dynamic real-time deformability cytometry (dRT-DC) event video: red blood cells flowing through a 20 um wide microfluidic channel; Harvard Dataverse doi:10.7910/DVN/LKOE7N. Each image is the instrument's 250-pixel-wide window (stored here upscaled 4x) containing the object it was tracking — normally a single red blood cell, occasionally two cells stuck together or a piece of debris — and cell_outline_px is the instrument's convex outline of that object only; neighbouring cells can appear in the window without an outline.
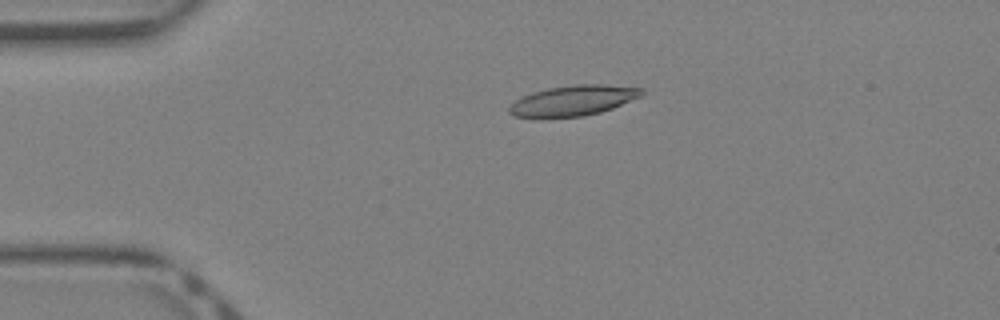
{"species": "Egyptian fruit bat (a non-hibernating species)", "species_latin": "Rousettus aegyptiacus", "temperature_condition": "warm", "stored_images_in_passage": 40, "camera_frame_rate_fps": 3000, "um_per_image_px": 0.085, "animal": {"sex": "female"}, "frame": {"image": 1, "passage_image": 9, "time_ms": 2.667, "image_size_px": [1000, 320], "cell_outline_px": [[644, 92], [640, 96], [612, 108], [600, 112], [584, 116], [540, 120], [516, 116], [508, 112], [508, 108], [516, 100], [532, 92], [548, 88], [576, 84], [604, 84], [640, 88]], "centroid_in_image_um": [48.64, 8.58], "position_along_channel_um": 36.4, "area_um2": 23.76}}
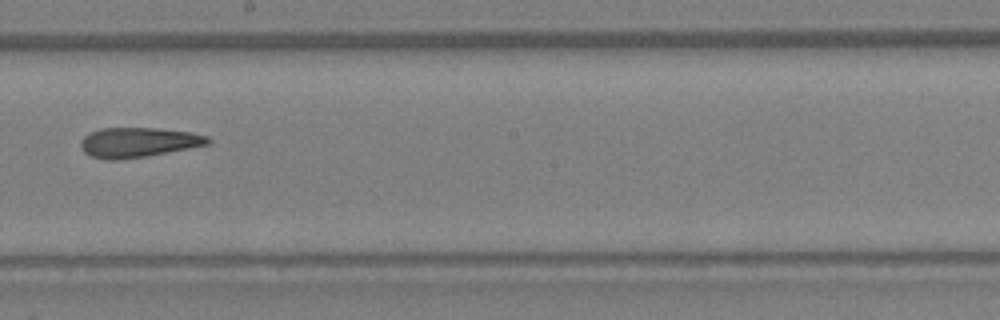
{"frame": {"image": 2, "passage_image": 23, "time_ms": 7.333, "image_size_px": [1000, 320], "cell_outline_px": [[212, 140], [208, 144], [188, 148], [144, 156], [120, 160], [108, 160], [92, 156], [84, 152], [80, 148], [80, 140], [84, 136], [100, 128], [160, 128], [188, 132], [208, 136]], "centroid_in_image_um": [11.71, 12.09], "position_along_channel_um": 236.5, "area_um2": 21.91}}
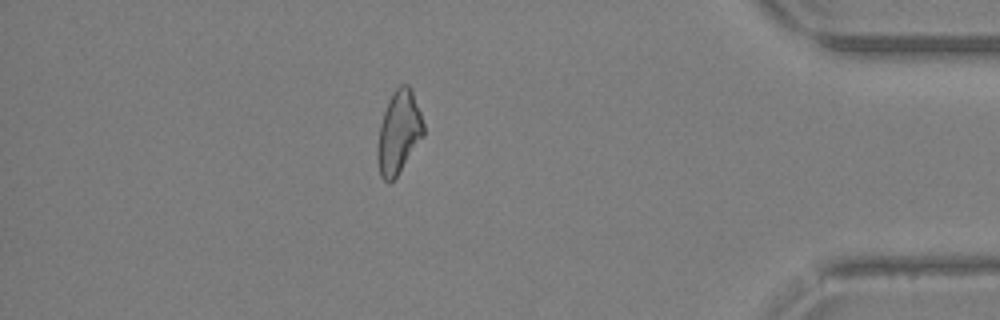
{"frame": {"image": 3, "passage_image": 35, "time_ms": 11.333, "image_size_px": [1000, 320], "cell_outline_px": [[424, 136], [396, 176], [388, 184], [380, 176], [376, 160], [376, 148], [380, 124], [388, 100], [392, 92], [400, 84], [408, 84], [412, 92], [420, 112], [424, 124]], "centroid_in_image_um": [33.87, 11.26], "position_along_channel_um": 401.3, "area_um2": 22.25}}